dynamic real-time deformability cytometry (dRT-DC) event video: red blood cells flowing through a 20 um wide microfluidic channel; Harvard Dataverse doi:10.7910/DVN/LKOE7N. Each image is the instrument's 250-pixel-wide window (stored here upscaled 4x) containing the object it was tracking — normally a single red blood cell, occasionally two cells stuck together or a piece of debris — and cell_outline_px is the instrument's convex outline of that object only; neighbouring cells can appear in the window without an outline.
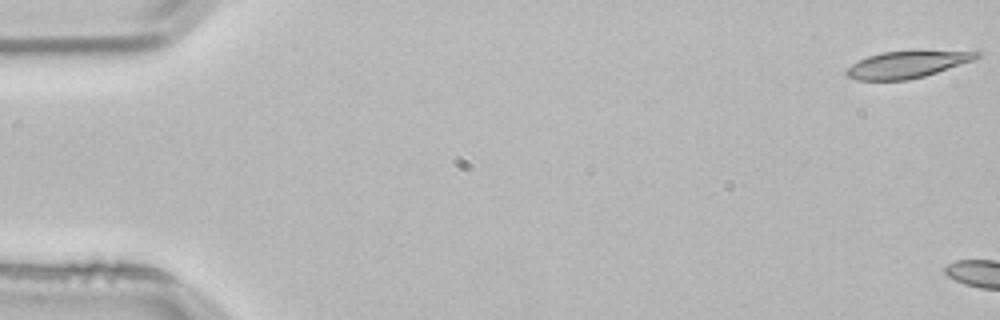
{"species": "common noctule bat (a hibernating species)", "species_latin": "Nyctalus noctula", "temperature_condition": "room temperature", "stored_images_in_passage": 4, "camera_frame_rate_fps": 3000, "um_per_image_px": 0.085, "animal": {"sex": "male", "body_mass_g": 21.5, "forearm_length_mm": 52.0}, "frame": {"image": 1, "passage_image": 1, "time_ms": 0.0, "image_size_px": [1000, 320], "cell_outline_px": [[980, 56], [972, 60], [924, 76], [908, 80], [856, 80], [848, 76], [844, 72], [852, 64], [868, 56], [880, 52], [912, 48], [920, 48], [980, 52]], "centroid_in_image_um": [77.12, 5.42], "position_along_channel_um": 7.9, "area_um2": 21.1}}